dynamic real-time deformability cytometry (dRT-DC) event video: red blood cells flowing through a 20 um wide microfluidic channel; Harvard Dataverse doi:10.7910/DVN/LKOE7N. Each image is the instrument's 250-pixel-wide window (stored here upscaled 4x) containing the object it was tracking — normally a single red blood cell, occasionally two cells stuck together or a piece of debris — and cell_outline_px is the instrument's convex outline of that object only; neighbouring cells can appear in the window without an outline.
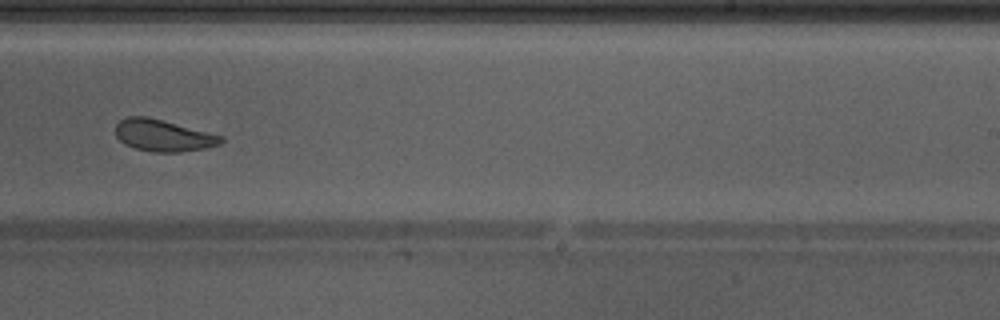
{"species": "Egyptian fruit bat (a non-hibernating species)", "species_latin": "Rousettus aegyptiacus", "temperature_condition": "warm", "stored_images_in_passage": 44, "camera_frame_rate_fps": 3000, "um_per_image_px": 0.085, "animal": {"sex": "male"}, "frame": {"image": 1, "passage_image": 26, "time_ms": 8.333, "image_size_px": [1000, 320], "cell_outline_px": [[224, 140], [220, 144], [204, 148], [180, 152], [152, 152], [136, 148], [124, 144], [116, 136], [116, 124], [120, 120], [128, 116], [148, 116], [224, 136]], "centroid_in_image_um": [13.87, 11.51], "position_along_channel_um": 275.1, "area_um2": 19.54}, "authors_computed_cell_mechanics": {"area_um2": 22.0218, "velocity_mm_per_s": 4.2531, "shape_relaxation_time_tau1_ms": 5.7504, "shape_relaxation_time_tau2_ms": 1.6509, "deformation_change_tau1": 0.1236, "deformation_change_tau2": 0.0821}}